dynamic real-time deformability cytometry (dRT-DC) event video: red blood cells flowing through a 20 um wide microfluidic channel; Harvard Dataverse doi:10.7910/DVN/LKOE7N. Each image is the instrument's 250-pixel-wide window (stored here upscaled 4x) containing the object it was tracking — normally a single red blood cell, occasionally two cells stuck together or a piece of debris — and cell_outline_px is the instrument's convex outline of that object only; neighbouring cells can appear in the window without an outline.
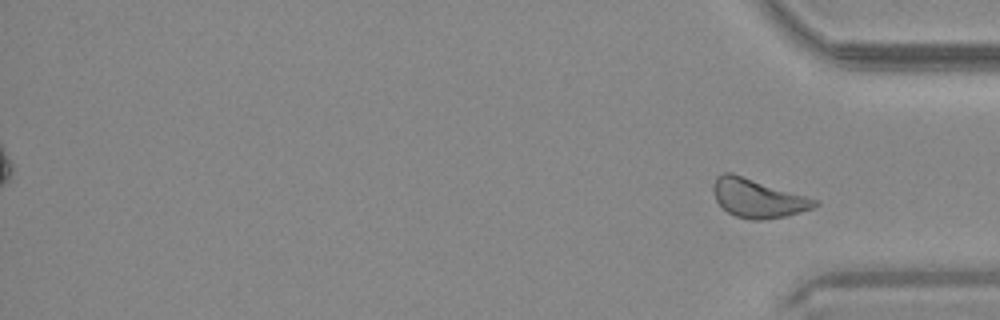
{"species": "common noctule bat (a hibernating species)", "species_latin": "Nyctalus noctula", "temperature_condition": "warm", "stored_images_in_passage": 31, "segment_of_instrument_passage": [2, 2], "camera_frame_rate_fps": 3000, "um_per_image_px": 0.085, "animal": {"sex": "male", "body_mass_g": 20.4}, "frame": {"image": 1, "passage_image": 31, "time_ms": 10.0, "image_size_px": [1000, 320], "cell_outline_px": [[820, 204], [812, 208], [800, 212], [784, 216], [760, 220], [752, 220], [736, 216], [728, 212], [716, 200], [712, 192], [712, 184], [716, 176], [720, 172], [732, 172], [820, 200]], "centroid_in_image_um": [64.39, 16.82], "position_along_channel_um": 370.8, "area_um2": 23.06}}